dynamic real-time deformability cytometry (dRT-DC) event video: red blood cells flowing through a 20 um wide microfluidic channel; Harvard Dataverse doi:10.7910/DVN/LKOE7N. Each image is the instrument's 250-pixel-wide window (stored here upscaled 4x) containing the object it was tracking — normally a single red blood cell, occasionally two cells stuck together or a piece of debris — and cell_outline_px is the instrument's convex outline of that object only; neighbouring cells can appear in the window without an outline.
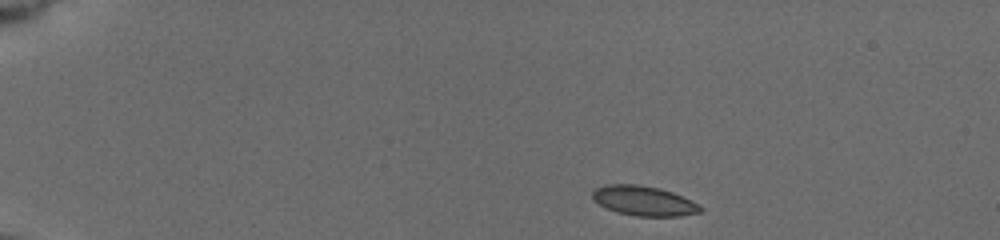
{"species": "common noctule bat (a hibernating species)", "species_latin": "Nyctalus noctula", "temperature_condition": "cold", "stored_images_in_passage": 46, "camera_frame_rate_fps": 3000, "um_per_image_px": 0.085, "animal": {"sex": "female", "body_mass_g": 19.5, "forearm_length_mm": 54.1}, "frame": {"image": 1, "passage_image": 1, "time_ms": 0.0, "image_size_px": [1000, 240], "cell_outline_px": [[704, 208], [700, 212], [680, 216], [636, 216], [616, 212], [592, 200], [592, 192], [596, 188], [608, 184], [636, 184], [660, 188], [672, 192]], "centroid_in_image_um": [54.69, 17.07], "position_along_channel_um": 30.3, "area_um2": 18.5}}
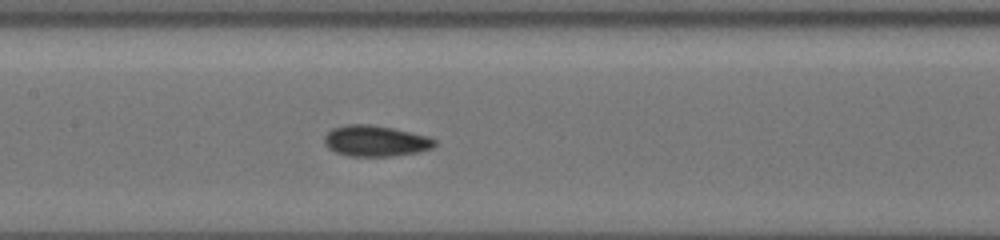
{"frame": {"image": 2, "passage_image": 20, "time_ms": 6.333, "image_size_px": [1000, 240], "cell_outline_px": [[436, 144], [432, 148], [416, 152], [392, 156], [348, 156], [336, 152], [328, 148], [324, 144], [324, 136], [332, 128], [348, 124], [368, 124], [392, 128], [428, 136], [436, 140]], "centroid_in_image_um": [31.89, 11.98], "position_along_channel_um": 175.5, "area_um2": 19.83}}
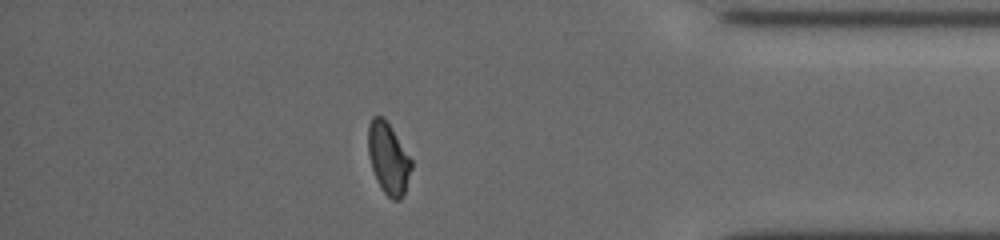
{"frame": {"image": 3, "passage_image": 40, "time_ms": 13.0, "image_size_px": [1000, 240], "cell_outline_px": [[412, 168], [404, 192], [400, 200], [392, 200], [384, 192], [376, 180], [372, 168], [368, 152], [368, 124], [372, 116], [384, 116], [412, 160]], "centroid_in_image_um": [33.0, 13.44], "position_along_channel_um": 402.2, "area_um2": 17.92}, "authors_computed_cell_mechanics": {"area_um2": 18.7272, "velocity_mm_per_s": 3.7611, "shape_relaxation_time_tau1_ms": 6.6978, "shape_relaxation_time_tau2_ms": 3.2121, "deformation_change_tau1": 0.1185, "deformation_change_tau2": 0.0618}}